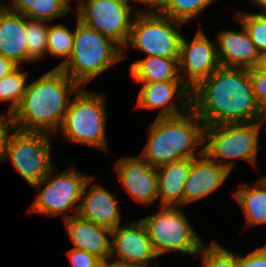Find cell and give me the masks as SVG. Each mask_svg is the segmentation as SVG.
<instances>
[{
	"label": "cell",
	"instance_id": "cell-1",
	"mask_svg": "<svg viewBox=\"0 0 266 267\" xmlns=\"http://www.w3.org/2000/svg\"><path fill=\"white\" fill-rule=\"evenodd\" d=\"M191 108L204 126L261 121L245 68L220 66L191 90Z\"/></svg>",
	"mask_w": 266,
	"mask_h": 267
},
{
	"label": "cell",
	"instance_id": "cell-2",
	"mask_svg": "<svg viewBox=\"0 0 266 267\" xmlns=\"http://www.w3.org/2000/svg\"><path fill=\"white\" fill-rule=\"evenodd\" d=\"M81 87L60 68H53L27 85L19 106L10 115L11 127L26 132L59 131L70 96Z\"/></svg>",
	"mask_w": 266,
	"mask_h": 267
},
{
	"label": "cell",
	"instance_id": "cell-3",
	"mask_svg": "<svg viewBox=\"0 0 266 267\" xmlns=\"http://www.w3.org/2000/svg\"><path fill=\"white\" fill-rule=\"evenodd\" d=\"M152 122L139 156L154 168L203 153L205 126L192 108L177 116L156 117ZM198 147L201 150L196 154Z\"/></svg>",
	"mask_w": 266,
	"mask_h": 267
},
{
	"label": "cell",
	"instance_id": "cell-4",
	"mask_svg": "<svg viewBox=\"0 0 266 267\" xmlns=\"http://www.w3.org/2000/svg\"><path fill=\"white\" fill-rule=\"evenodd\" d=\"M76 22L72 54L60 69L80 87H85L94 78H101L102 72L120 63L123 49L110 38L80 22L77 17Z\"/></svg>",
	"mask_w": 266,
	"mask_h": 267
},
{
	"label": "cell",
	"instance_id": "cell-5",
	"mask_svg": "<svg viewBox=\"0 0 266 267\" xmlns=\"http://www.w3.org/2000/svg\"><path fill=\"white\" fill-rule=\"evenodd\" d=\"M106 98L81 87L71 99L59 128L64 140L108 151Z\"/></svg>",
	"mask_w": 266,
	"mask_h": 267
},
{
	"label": "cell",
	"instance_id": "cell-6",
	"mask_svg": "<svg viewBox=\"0 0 266 267\" xmlns=\"http://www.w3.org/2000/svg\"><path fill=\"white\" fill-rule=\"evenodd\" d=\"M264 125L261 121H257L205 126L203 152L229 171L235 165L234 159L255 165L259 134ZM224 160H228V162Z\"/></svg>",
	"mask_w": 266,
	"mask_h": 267
},
{
	"label": "cell",
	"instance_id": "cell-7",
	"mask_svg": "<svg viewBox=\"0 0 266 267\" xmlns=\"http://www.w3.org/2000/svg\"><path fill=\"white\" fill-rule=\"evenodd\" d=\"M50 136L48 133L26 132L11 127L5 136L0 162L9 159L18 174L32 187L54 167Z\"/></svg>",
	"mask_w": 266,
	"mask_h": 267
},
{
	"label": "cell",
	"instance_id": "cell-8",
	"mask_svg": "<svg viewBox=\"0 0 266 267\" xmlns=\"http://www.w3.org/2000/svg\"><path fill=\"white\" fill-rule=\"evenodd\" d=\"M186 217L182 207L160 206L158 213L140 218L158 257L176 251L197 256L206 242Z\"/></svg>",
	"mask_w": 266,
	"mask_h": 267
},
{
	"label": "cell",
	"instance_id": "cell-9",
	"mask_svg": "<svg viewBox=\"0 0 266 267\" xmlns=\"http://www.w3.org/2000/svg\"><path fill=\"white\" fill-rule=\"evenodd\" d=\"M128 42L123 49V60L128 47L148 56L179 58L185 23L163 16L159 12H135Z\"/></svg>",
	"mask_w": 266,
	"mask_h": 267
},
{
	"label": "cell",
	"instance_id": "cell-10",
	"mask_svg": "<svg viewBox=\"0 0 266 267\" xmlns=\"http://www.w3.org/2000/svg\"><path fill=\"white\" fill-rule=\"evenodd\" d=\"M55 169L53 167L44 179L32 186L37 189L38 195L30 206L29 212L46 216L65 214L63 215L65 220L77 215L78 202L80 203L84 185L91 175H84L73 166L59 174ZM68 210H74V215L68 214Z\"/></svg>",
	"mask_w": 266,
	"mask_h": 267
},
{
	"label": "cell",
	"instance_id": "cell-11",
	"mask_svg": "<svg viewBox=\"0 0 266 267\" xmlns=\"http://www.w3.org/2000/svg\"><path fill=\"white\" fill-rule=\"evenodd\" d=\"M76 17L86 26L96 30L125 48L132 27V6L124 0H79Z\"/></svg>",
	"mask_w": 266,
	"mask_h": 267
},
{
	"label": "cell",
	"instance_id": "cell-12",
	"mask_svg": "<svg viewBox=\"0 0 266 267\" xmlns=\"http://www.w3.org/2000/svg\"><path fill=\"white\" fill-rule=\"evenodd\" d=\"M178 64L180 79L192 90L221 66L216 42L210 41L201 29L191 42L182 37Z\"/></svg>",
	"mask_w": 266,
	"mask_h": 267
},
{
	"label": "cell",
	"instance_id": "cell-13",
	"mask_svg": "<svg viewBox=\"0 0 266 267\" xmlns=\"http://www.w3.org/2000/svg\"><path fill=\"white\" fill-rule=\"evenodd\" d=\"M158 258L147 229L140 219L119 225L111 231L109 260L142 267H160L156 262ZM151 260L154 264H150Z\"/></svg>",
	"mask_w": 266,
	"mask_h": 267
},
{
	"label": "cell",
	"instance_id": "cell-14",
	"mask_svg": "<svg viewBox=\"0 0 266 267\" xmlns=\"http://www.w3.org/2000/svg\"><path fill=\"white\" fill-rule=\"evenodd\" d=\"M136 106L141 109H160L157 117H172L191 108V90L183 81L142 83Z\"/></svg>",
	"mask_w": 266,
	"mask_h": 267
},
{
	"label": "cell",
	"instance_id": "cell-15",
	"mask_svg": "<svg viewBox=\"0 0 266 267\" xmlns=\"http://www.w3.org/2000/svg\"><path fill=\"white\" fill-rule=\"evenodd\" d=\"M114 169L123 188L135 202L151 205L158 199L157 170L140 156L122 157Z\"/></svg>",
	"mask_w": 266,
	"mask_h": 267
},
{
	"label": "cell",
	"instance_id": "cell-16",
	"mask_svg": "<svg viewBox=\"0 0 266 267\" xmlns=\"http://www.w3.org/2000/svg\"><path fill=\"white\" fill-rule=\"evenodd\" d=\"M93 181L94 177L90 176L84 185L77 215L112 231L121 224L120 205L115 195Z\"/></svg>",
	"mask_w": 266,
	"mask_h": 267
},
{
	"label": "cell",
	"instance_id": "cell-17",
	"mask_svg": "<svg viewBox=\"0 0 266 267\" xmlns=\"http://www.w3.org/2000/svg\"><path fill=\"white\" fill-rule=\"evenodd\" d=\"M242 26L241 31L222 30L218 33L216 45L220 65L251 69L260 66L262 56L255 47L249 33Z\"/></svg>",
	"mask_w": 266,
	"mask_h": 267
},
{
	"label": "cell",
	"instance_id": "cell-18",
	"mask_svg": "<svg viewBox=\"0 0 266 267\" xmlns=\"http://www.w3.org/2000/svg\"><path fill=\"white\" fill-rule=\"evenodd\" d=\"M231 171L211 160L204 152L193 158L189 176L185 182L183 205L204 199L216 192Z\"/></svg>",
	"mask_w": 266,
	"mask_h": 267
},
{
	"label": "cell",
	"instance_id": "cell-19",
	"mask_svg": "<svg viewBox=\"0 0 266 267\" xmlns=\"http://www.w3.org/2000/svg\"><path fill=\"white\" fill-rule=\"evenodd\" d=\"M73 248L99 257L104 263L111 254V230L82 219L78 215L63 220Z\"/></svg>",
	"mask_w": 266,
	"mask_h": 267
},
{
	"label": "cell",
	"instance_id": "cell-20",
	"mask_svg": "<svg viewBox=\"0 0 266 267\" xmlns=\"http://www.w3.org/2000/svg\"><path fill=\"white\" fill-rule=\"evenodd\" d=\"M26 16L0 7V54L20 66L27 63Z\"/></svg>",
	"mask_w": 266,
	"mask_h": 267
},
{
	"label": "cell",
	"instance_id": "cell-21",
	"mask_svg": "<svg viewBox=\"0 0 266 267\" xmlns=\"http://www.w3.org/2000/svg\"><path fill=\"white\" fill-rule=\"evenodd\" d=\"M193 158L171 161L156 168L160 206H183L185 182L189 176Z\"/></svg>",
	"mask_w": 266,
	"mask_h": 267
},
{
	"label": "cell",
	"instance_id": "cell-22",
	"mask_svg": "<svg viewBox=\"0 0 266 267\" xmlns=\"http://www.w3.org/2000/svg\"><path fill=\"white\" fill-rule=\"evenodd\" d=\"M232 195L244 211L247 227L266 224V175L252 185L242 182Z\"/></svg>",
	"mask_w": 266,
	"mask_h": 267
},
{
	"label": "cell",
	"instance_id": "cell-23",
	"mask_svg": "<svg viewBox=\"0 0 266 267\" xmlns=\"http://www.w3.org/2000/svg\"><path fill=\"white\" fill-rule=\"evenodd\" d=\"M179 58L148 56L129 66L130 75L137 84L157 81H182L179 76Z\"/></svg>",
	"mask_w": 266,
	"mask_h": 267
},
{
	"label": "cell",
	"instance_id": "cell-24",
	"mask_svg": "<svg viewBox=\"0 0 266 267\" xmlns=\"http://www.w3.org/2000/svg\"><path fill=\"white\" fill-rule=\"evenodd\" d=\"M7 7L28 19L50 22L63 17L71 9L70 0H8Z\"/></svg>",
	"mask_w": 266,
	"mask_h": 267
},
{
	"label": "cell",
	"instance_id": "cell-25",
	"mask_svg": "<svg viewBox=\"0 0 266 267\" xmlns=\"http://www.w3.org/2000/svg\"><path fill=\"white\" fill-rule=\"evenodd\" d=\"M73 44L74 31L72 32L63 24H49L47 37L48 55L63 58L54 68H60L67 62L72 54Z\"/></svg>",
	"mask_w": 266,
	"mask_h": 267
},
{
	"label": "cell",
	"instance_id": "cell-26",
	"mask_svg": "<svg viewBox=\"0 0 266 267\" xmlns=\"http://www.w3.org/2000/svg\"><path fill=\"white\" fill-rule=\"evenodd\" d=\"M215 0H164L159 11L163 16L180 22H187L209 7Z\"/></svg>",
	"mask_w": 266,
	"mask_h": 267
},
{
	"label": "cell",
	"instance_id": "cell-27",
	"mask_svg": "<svg viewBox=\"0 0 266 267\" xmlns=\"http://www.w3.org/2000/svg\"><path fill=\"white\" fill-rule=\"evenodd\" d=\"M48 27L46 21L32 20L26 17L27 63L46 58Z\"/></svg>",
	"mask_w": 266,
	"mask_h": 267
},
{
	"label": "cell",
	"instance_id": "cell-28",
	"mask_svg": "<svg viewBox=\"0 0 266 267\" xmlns=\"http://www.w3.org/2000/svg\"><path fill=\"white\" fill-rule=\"evenodd\" d=\"M20 66L9 75H6L0 80V101L10 102V107L7 110L8 115L19 106L23 94L27 88V72H22Z\"/></svg>",
	"mask_w": 266,
	"mask_h": 267
},
{
	"label": "cell",
	"instance_id": "cell-29",
	"mask_svg": "<svg viewBox=\"0 0 266 267\" xmlns=\"http://www.w3.org/2000/svg\"><path fill=\"white\" fill-rule=\"evenodd\" d=\"M234 17L245 27L261 56H266V17L260 12L245 11L236 12Z\"/></svg>",
	"mask_w": 266,
	"mask_h": 267
},
{
	"label": "cell",
	"instance_id": "cell-30",
	"mask_svg": "<svg viewBox=\"0 0 266 267\" xmlns=\"http://www.w3.org/2000/svg\"><path fill=\"white\" fill-rule=\"evenodd\" d=\"M202 257V267H238L237 254L220 246L217 241L207 244L205 243L197 257Z\"/></svg>",
	"mask_w": 266,
	"mask_h": 267
},
{
	"label": "cell",
	"instance_id": "cell-31",
	"mask_svg": "<svg viewBox=\"0 0 266 267\" xmlns=\"http://www.w3.org/2000/svg\"><path fill=\"white\" fill-rule=\"evenodd\" d=\"M253 95L260 106L266 100V72L260 67L250 69Z\"/></svg>",
	"mask_w": 266,
	"mask_h": 267
},
{
	"label": "cell",
	"instance_id": "cell-32",
	"mask_svg": "<svg viewBox=\"0 0 266 267\" xmlns=\"http://www.w3.org/2000/svg\"><path fill=\"white\" fill-rule=\"evenodd\" d=\"M72 267H103L104 262L94 254L72 248L68 252Z\"/></svg>",
	"mask_w": 266,
	"mask_h": 267
},
{
	"label": "cell",
	"instance_id": "cell-33",
	"mask_svg": "<svg viewBox=\"0 0 266 267\" xmlns=\"http://www.w3.org/2000/svg\"><path fill=\"white\" fill-rule=\"evenodd\" d=\"M238 267H266V244L246 256L237 255Z\"/></svg>",
	"mask_w": 266,
	"mask_h": 267
},
{
	"label": "cell",
	"instance_id": "cell-34",
	"mask_svg": "<svg viewBox=\"0 0 266 267\" xmlns=\"http://www.w3.org/2000/svg\"><path fill=\"white\" fill-rule=\"evenodd\" d=\"M128 5H130V1L132 2H140L142 3L145 7L143 9H137L136 12H159L164 0H124Z\"/></svg>",
	"mask_w": 266,
	"mask_h": 267
},
{
	"label": "cell",
	"instance_id": "cell-35",
	"mask_svg": "<svg viewBox=\"0 0 266 267\" xmlns=\"http://www.w3.org/2000/svg\"><path fill=\"white\" fill-rule=\"evenodd\" d=\"M18 67L19 65L16 64L14 61L5 58L3 55L0 54V80L6 75L12 73Z\"/></svg>",
	"mask_w": 266,
	"mask_h": 267
},
{
	"label": "cell",
	"instance_id": "cell-36",
	"mask_svg": "<svg viewBox=\"0 0 266 267\" xmlns=\"http://www.w3.org/2000/svg\"><path fill=\"white\" fill-rule=\"evenodd\" d=\"M11 128L10 115H5L0 113V156L2 153V148L4 146L5 136L7 131Z\"/></svg>",
	"mask_w": 266,
	"mask_h": 267
},
{
	"label": "cell",
	"instance_id": "cell-37",
	"mask_svg": "<svg viewBox=\"0 0 266 267\" xmlns=\"http://www.w3.org/2000/svg\"><path fill=\"white\" fill-rule=\"evenodd\" d=\"M111 262H112L111 260L107 261L106 263L103 264V267H142L139 265L124 264L116 261H113L112 263Z\"/></svg>",
	"mask_w": 266,
	"mask_h": 267
},
{
	"label": "cell",
	"instance_id": "cell-38",
	"mask_svg": "<svg viewBox=\"0 0 266 267\" xmlns=\"http://www.w3.org/2000/svg\"><path fill=\"white\" fill-rule=\"evenodd\" d=\"M261 122L266 126V100L260 105Z\"/></svg>",
	"mask_w": 266,
	"mask_h": 267
},
{
	"label": "cell",
	"instance_id": "cell-39",
	"mask_svg": "<svg viewBox=\"0 0 266 267\" xmlns=\"http://www.w3.org/2000/svg\"><path fill=\"white\" fill-rule=\"evenodd\" d=\"M250 2H253L257 6H259V9H265L266 8V0H250Z\"/></svg>",
	"mask_w": 266,
	"mask_h": 267
},
{
	"label": "cell",
	"instance_id": "cell-40",
	"mask_svg": "<svg viewBox=\"0 0 266 267\" xmlns=\"http://www.w3.org/2000/svg\"><path fill=\"white\" fill-rule=\"evenodd\" d=\"M260 67L266 72V56L262 57Z\"/></svg>",
	"mask_w": 266,
	"mask_h": 267
},
{
	"label": "cell",
	"instance_id": "cell-41",
	"mask_svg": "<svg viewBox=\"0 0 266 267\" xmlns=\"http://www.w3.org/2000/svg\"><path fill=\"white\" fill-rule=\"evenodd\" d=\"M7 6V3L0 2V7Z\"/></svg>",
	"mask_w": 266,
	"mask_h": 267
},
{
	"label": "cell",
	"instance_id": "cell-42",
	"mask_svg": "<svg viewBox=\"0 0 266 267\" xmlns=\"http://www.w3.org/2000/svg\"><path fill=\"white\" fill-rule=\"evenodd\" d=\"M261 13L266 17V8Z\"/></svg>",
	"mask_w": 266,
	"mask_h": 267
}]
</instances>
